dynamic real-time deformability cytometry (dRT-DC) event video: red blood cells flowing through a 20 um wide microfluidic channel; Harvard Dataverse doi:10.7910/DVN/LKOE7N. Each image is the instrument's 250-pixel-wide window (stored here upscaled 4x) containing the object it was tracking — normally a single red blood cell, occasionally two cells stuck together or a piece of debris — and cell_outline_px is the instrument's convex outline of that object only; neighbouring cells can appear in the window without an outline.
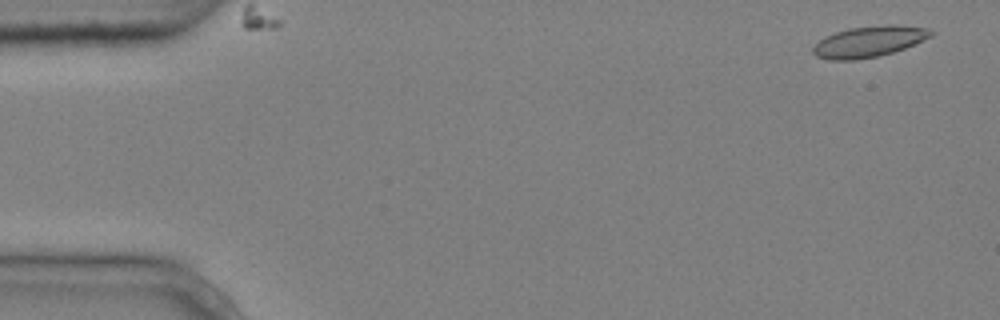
{"species": "common noctule bat (a hibernating species)", "species_latin": "Nyctalus noctula", "temperature_condition": "cold", "stored_images_in_passage": 2, "camera_frame_rate_fps": 3000, "um_per_image_px": 0.085, "animal": {"sex": "male", "body_mass_g": 20.4}, "frame": {"image": 1, "passage_image": 1, "time_ms": 0.0, "image_size_px": [1000, 320], "cell_outline_px": [[936, 32], [932, 36], [924, 40], [904, 48], [880, 56], [856, 60], [828, 60], [816, 56], [812, 52], [812, 48], [824, 36], [848, 28], [884, 24], [892, 24], [928, 28]], "centroid_in_image_um": [73.87, 3.53], "position_along_channel_um": 11.1, "area_um2": 21.5}}